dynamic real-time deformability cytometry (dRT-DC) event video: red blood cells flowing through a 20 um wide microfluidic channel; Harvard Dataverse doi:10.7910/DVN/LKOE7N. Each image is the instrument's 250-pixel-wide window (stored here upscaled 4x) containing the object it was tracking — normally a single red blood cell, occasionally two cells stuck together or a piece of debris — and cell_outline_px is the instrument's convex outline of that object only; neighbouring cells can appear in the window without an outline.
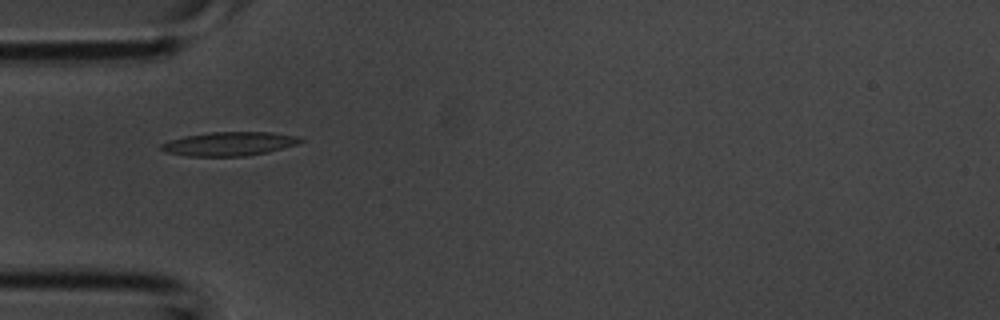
{"species": "common noctule bat (a hibernating species)", "species_latin": "Nyctalus noctula", "temperature_condition": "room temperature", "stored_images_in_passage": 2, "camera_frame_rate_fps": 3000, "um_per_image_px": 0.085, "animal": {"sex": "male", "body_mass_g": 20.1, "forearm_length_mm": 53.5}, "frame": {"image": 1, "passage_image": 2, "time_ms": 0.333, "image_size_px": [1000, 320], "cell_outline_px": [[304, 140], [296, 144], [268, 152], [244, 156], [188, 156], [164, 152], [160, 148], [160, 144], [168, 140], [184, 136], [208, 132], [268, 132], [296, 136]], "centroid_in_image_um": [19.41, 12.22], "position_along_channel_um": 65.6, "area_um2": 19.31}}